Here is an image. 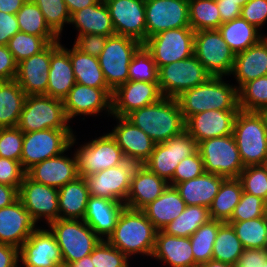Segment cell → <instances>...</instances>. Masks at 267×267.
<instances>
[{"label": "cell", "instance_id": "603a6c76", "mask_svg": "<svg viewBox=\"0 0 267 267\" xmlns=\"http://www.w3.org/2000/svg\"><path fill=\"white\" fill-rule=\"evenodd\" d=\"M35 225V220L18 199L10 206L0 209V243L20 249L37 229Z\"/></svg>", "mask_w": 267, "mask_h": 267}, {"label": "cell", "instance_id": "bcb514c9", "mask_svg": "<svg viewBox=\"0 0 267 267\" xmlns=\"http://www.w3.org/2000/svg\"><path fill=\"white\" fill-rule=\"evenodd\" d=\"M238 107L247 112L267 110V75L245 83L238 90Z\"/></svg>", "mask_w": 267, "mask_h": 267}, {"label": "cell", "instance_id": "836d02e7", "mask_svg": "<svg viewBox=\"0 0 267 267\" xmlns=\"http://www.w3.org/2000/svg\"><path fill=\"white\" fill-rule=\"evenodd\" d=\"M74 24L79 34H99L103 36L115 35L110 13L104 0L74 12L70 17V24Z\"/></svg>", "mask_w": 267, "mask_h": 267}, {"label": "cell", "instance_id": "b9f144b4", "mask_svg": "<svg viewBox=\"0 0 267 267\" xmlns=\"http://www.w3.org/2000/svg\"><path fill=\"white\" fill-rule=\"evenodd\" d=\"M222 223L223 221L210 219L189 237L194 255V267L212 259L213 246Z\"/></svg>", "mask_w": 267, "mask_h": 267}, {"label": "cell", "instance_id": "5bb4252c", "mask_svg": "<svg viewBox=\"0 0 267 267\" xmlns=\"http://www.w3.org/2000/svg\"><path fill=\"white\" fill-rule=\"evenodd\" d=\"M79 176H89L104 169L119 166L127 159L116 140L107 133L77 149Z\"/></svg>", "mask_w": 267, "mask_h": 267}, {"label": "cell", "instance_id": "34e18365", "mask_svg": "<svg viewBox=\"0 0 267 267\" xmlns=\"http://www.w3.org/2000/svg\"><path fill=\"white\" fill-rule=\"evenodd\" d=\"M264 216L267 218V197L264 199Z\"/></svg>", "mask_w": 267, "mask_h": 267}, {"label": "cell", "instance_id": "f6af8a7d", "mask_svg": "<svg viewBox=\"0 0 267 267\" xmlns=\"http://www.w3.org/2000/svg\"><path fill=\"white\" fill-rule=\"evenodd\" d=\"M189 21L194 31L219 29L222 22L216 0H189Z\"/></svg>", "mask_w": 267, "mask_h": 267}, {"label": "cell", "instance_id": "2e32d148", "mask_svg": "<svg viewBox=\"0 0 267 267\" xmlns=\"http://www.w3.org/2000/svg\"><path fill=\"white\" fill-rule=\"evenodd\" d=\"M146 39L162 31L190 27L189 0H145Z\"/></svg>", "mask_w": 267, "mask_h": 267}, {"label": "cell", "instance_id": "4dcf8cb0", "mask_svg": "<svg viewBox=\"0 0 267 267\" xmlns=\"http://www.w3.org/2000/svg\"><path fill=\"white\" fill-rule=\"evenodd\" d=\"M152 257L171 267H194L189 237L171 236L158 230Z\"/></svg>", "mask_w": 267, "mask_h": 267}, {"label": "cell", "instance_id": "52a82bcc", "mask_svg": "<svg viewBox=\"0 0 267 267\" xmlns=\"http://www.w3.org/2000/svg\"><path fill=\"white\" fill-rule=\"evenodd\" d=\"M75 141L72 129H46L24 133L21 165L27 171L41 161L66 152Z\"/></svg>", "mask_w": 267, "mask_h": 267}, {"label": "cell", "instance_id": "db71d44e", "mask_svg": "<svg viewBox=\"0 0 267 267\" xmlns=\"http://www.w3.org/2000/svg\"><path fill=\"white\" fill-rule=\"evenodd\" d=\"M264 216V200L255 195L242 193L240 202L234 208L228 221H246Z\"/></svg>", "mask_w": 267, "mask_h": 267}, {"label": "cell", "instance_id": "277c9868", "mask_svg": "<svg viewBox=\"0 0 267 267\" xmlns=\"http://www.w3.org/2000/svg\"><path fill=\"white\" fill-rule=\"evenodd\" d=\"M233 136L243 165H261L267 154V130L260 112L241 111L236 115Z\"/></svg>", "mask_w": 267, "mask_h": 267}, {"label": "cell", "instance_id": "c3c4849f", "mask_svg": "<svg viewBox=\"0 0 267 267\" xmlns=\"http://www.w3.org/2000/svg\"><path fill=\"white\" fill-rule=\"evenodd\" d=\"M49 43L39 36L17 32L8 42V49L17 63L41 52Z\"/></svg>", "mask_w": 267, "mask_h": 267}, {"label": "cell", "instance_id": "94428289", "mask_svg": "<svg viewBox=\"0 0 267 267\" xmlns=\"http://www.w3.org/2000/svg\"><path fill=\"white\" fill-rule=\"evenodd\" d=\"M264 262H267V248L244 249L235 267H263Z\"/></svg>", "mask_w": 267, "mask_h": 267}, {"label": "cell", "instance_id": "5b68a950", "mask_svg": "<svg viewBox=\"0 0 267 267\" xmlns=\"http://www.w3.org/2000/svg\"><path fill=\"white\" fill-rule=\"evenodd\" d=\"M49 226L61 250L64 266L90 255L101 241L83 220L57 219Z\"/></svg>", "mask_w": 267, "mask_h": 267}, {"label": "cell", "instance_id": "816d5d0a", "mask_svg": "<svg viewBox=\"0 0 267 267\" xmlns=\"http://www.w3.org/2000/svg\"><path fill=\"white\" fill-rule=\"evenodd\" d=\"M128 257L107 240H101L91 253L95 267H129Z\"/></svg>", "mask_w": 267, "mask_h": 267}, {"label": "cell", "instance_id": "91938a15", "mask_svg": "<svg viewBox=\"0 0 267 267\" xmlns=\"http://www.w3.org/2000/svg\"><path fill=\"white\" fill-rule=\"evenodd\" d=\"M18 63L9 51L7 45H0V81L15 80Z\"/></svg>", "mask_w": 267, "mask_h": 267}, {"label": "cell", "instance_id": "1f68e13d", "mask_svg": "<svg viewBox=\"0 0 267 267\" xmlns=\"http://www.w3.org/2000/svg\"><path fill=\"white\" fill-rule=\"evenodd\" d=\"M225 177L204 172L201 176L178 183V190L186 206L197 205L210 207Z\"/></svg>", "mask_w": 267, "mask_h": 267}, {"label": "cell", "instance_id": "30bf717a", "mask_svg": "<svg viewBox=\"0 0 267 267\" xmlns=\"http://www.w3.org/2000/svg\"><path fill=\"white\" fill-rule=\"evenodd\" d=\"M141 43L133 38L113 35L107 38L98 59L107 86L114 91L128 81L129 65Z\"/></svg>", "mask_w": 267, "mask_h": 267}, {"label": "cell", "instance_id": "03108f58", "mask_svg": "<svg viewBox=\"0 0 267 267\" xmlns=\"http://www.w3.org/2000/svg\"><path fill=\"white\" fill-rule=\"evenodd\" d=\"M19 199L18 189L13 186L0 184V209L10 206Z\"/></svg>", "mask_w": 267, "mask_h": 267}, {"label": "cell", "instance_id": "d6986e66", "mask_svg": "<svg viewBox=\"0 0 267 267\" xmlns=\"http://www.w3.org/2000/svg\"><path fill=\"white\" fill-rule=\"evenodd\" d=\"M24 267H61L63 258L54 234L37 228L19 249Z\"/></svg>", "mask_w": 267, "mask_h": 267}, {"label": "cell", "instance_id": "2a66077c", "mask_svg": "<svg viewBox=\"0 0 267 267\" xmlns=\"http://www.w3.org/2000/svg\"><path fill=\"white\" fill-rule=\"evenodd\" d=\"M263 267H267V262H264V266Z\"/></svg>", "mask_w": 267, "mask_h": 267}, {"label": "cell", "instance_id": "6125c7cd", "mask_svg": "<svg viewBox=\"0 0 267 267\" xmlns=\"http://www.w3.org/2000/svg\"><path fill=\"white\" fill-rule=\"evenodd\" d=\"M19 31L16 15L0 11V45H8L9 40Z\"/></svg>", "mask_w": 267, "mask_h": 267}, {"label": "cell", "instance_id": "89a4df30", "mask_svg": "<svg viewBox=\"0 0 267 267\" xmlns=\"http://www.w3.org/2000/svg\"><path fill=\"white\" fill-rule=\"evenodd\" d=\"M68 267H95V266L92 263L90 254L74 263L69 264Z\"/></svg>", "mask_w": 267, "mask_h": 267}, {"label": "cell", "instance_id": "e0dca14e", "mask_svg": "<svg viewBox=\"0 0 267 267\" xmlns=\"http://www.w3.org/2000/svg\"><path fill=\"white\" fill-rule=\"evenodd\" d=\"M18 197L35 222L43 217L49 225L59 219L57 188L38 183L25 175Z\"/></svg>", "mask_w": 267, "mask_h": 267}, {"label": "cell", "instance_id": "e7e4bbea", "mask_svg": "<svg viewBox=\"0 0 267 267\" xmlns=\"http://www.w3.org/2000/svg\"><path fill=\"white\" fill-rule=\"evenodd\" d=\"M221 17V22L232 21L241 16V7L237 3L216 2Z\"/></svg>", "mask_w": 267, "mask_h": 267}, {"label": "cell", "instance_id": "f546056e", "mask_svg": "<svg viewBox=\"0 0 267 267\" xmlns=\"http://www.w3.org/2000/svg\"><path fill=\"white\" fill-rule=\"evenodd\" d=\"M231 74L238 81L237 90L245 83L267 75V37L235 55Z\"/></svg>", "mask_w": 267, "mask_h": 267}, {"label": "cell", "instance_id": "753ad0ef", "mask_svg": "<svg viewBox=\"0 0 267 267\" xmlns=\"http://www.w3.org/2000/svg\"><path fill=\"white\" fill-rule=\"evenodd\" d=\"M260 113L264 116V122L267 130V110L261 111Z\"/></svg>", "mask_w": 267, "mask_h": 267}, {"label": "cell", "instance_id": "ac0fdd59", "mask_svg": "<svg viewBox=\"0 0 267 267\" xmlns=\"http://www.w3.org/2000/svg\"><path fill=\"white\" fill-rule=\"evenodd\" d=\"M116 35L146 41L145 0H104Z\"/></svg>", "mask_w": 267, "mask_h": 267}, {"label": "cell", "instance_id": "7bdbcfd3", "mask_svg": "<svg viewBox=\"0 0 267 267\" xmlns=\"http://www.w3.org/2000/svg\"><path fill=\"white\" fill-rule=\"evenodd\" d=\"M236 233L244 249L267 248V218L265 216L246 221H227Z\"/></svg>", "mask_w": 267, "mask_h": 267}, {"label": "cell", "instance_id": "74e56055", "mask_svg": "<svg viewBox=\"0 0 267 267\" xmlns=\"http://www.w3.org/2000/svg\"><path fill=\"white\" fill-rule=\"evenodd\" d=\"M76 83L92 88H109L99 64V59L74 46L68 50Z\"/></svg>", "mask_w": 267, "mask_h": 267}, {"label": "cell", "instance_id": "9f6ffc18", "mask_svg": "<svg viewBox=\"0 0 267 267\" xmlns=\"http://www.w3.org/2000/svg\"><path fill=\"white\" fill-rule=\"evenodd\" d=\"M26 175L21 162L0 157V184L13 186L19 190Z\"/></svg>", "mask_w": 267, "mask_h": 267}, {"label": "cell", "instance_id": "8c879c8a", "mask_svg": "<svg viewBox=\"0 0 267 267\" xmlns=\"http://www.w3.org/2000/svg\"><path fill=\"white\" fill-rule=\"evenodd\" d=\"M249 0H216V2H231L237 3L241 8L248 2Z\"/></svg>", "mask_w": 267, "mask_h": 267}, {"label": "cell", "instance_id": "11a10c76", "mask_svg": "<svg viewBox=\"0 0 267 267\" xmlns=\"http://www.w3.org/2000/svg\"><path fill=\"white\" fill-rule=\"evenodd\" d=\"M203 159L197 150L193 155L180 161L177 165L173 178L168 182L175 186L178 183L196 178L204 173Z\"/></svg>", "mask_w": 267, "mask_h": 267}, {"label": "cell", "instance_id": "9c48e42d", "mask_svg": "<svg viewBox=\"0 0 267 267\" xmlns=\"http://www.w3.org/2000/svg\"><path fill=\"white\" fill-rule=\"evenodd\" d=\"M198 151L203 159L204 171L225 178H238L244 169L233 134L201 141Z\"/></svg>", "mask_w": 267, "mask_h": 267}, {"label": "cell", "instance_id": "44dd1931", "mask_svg": "<svg viewBox=\"0 0 267 267\" xmlns=\"http://www.w3.org/2000/svg\"><path fill=\"white\" fill-rule=\"evenodd\" d=\"M112 94L110 88H92L76 83L63 99L67 120L77 115H95L106 110L112 113Z\"/></svg>", "mask_w": 267, "mask_h": 267}, {"label": "cell", "instance_id": "11e5206c", "mask_svg": "<svg viewBox=\"0 0 267 267\" xmlns=\"http://www.w3.org/2000/svg\"><path fill=\"white\" fill-rule=\"evenodd\" d=\"M261 165L267 170V154L264 157L263 163Z\"/></svg>", "mask_w": 267, "mask_h": 267}, {"label": "cell", "instance_id": "d6a6232c", "mask_svg": "<svg viewBox=\"0 0 267 267\" xmlns=\"http://www.w3.org/2000/svg\"><path fill=\"white\" fill-rule=\"evenodd\" d=\"M185 208L186 203L181 198L178 190L175 186L169 185L158 198L145 206L142 211L157 230H163Z\"/></svg>", "mask_w": 267, "mask_h": 267}, {"label": "cell", "instance_id": "6f0895ef", "mask_svg": "<svg viewBox=\"0 0 267 267\" xmlns=\"http://www.w3.org/2000/svg\"><path fill=\"white\" fill-rule=\"evenodd\" d=\"M241 17L260 28L267 21V0H249L241 9Z\"/></svg>", "mask_w": 267, "mask_h": 267}, {"label": "cell", "instance_id": "8992f818", "mask_svg": "<svg viewBox=\"0 0 267 267\" xmlns=\"http://www.w3.org/2000/svg\"><path fill=\"white\" fill-rule=\"evenodd\" d=\"M68 122L63 100L46 95H28L17 127L23 133L46 129H71Z\"/></svg>", "mask_w": 267, "mask_h": 267}, {"label": "cell", "instance_id": "7402d4cb", "mask_svg": "<svg viewBox=\"0 0 267 267\" xmlns=\"http://www.w3.org/2000/svg\"><path fill=\"white\" fill-rule=\"evenodd\" d=\"M239 110H206L190 116L185 130L199 144L201 141L233 134L234 121Z\"/></svg>", "mask_w": 267, "mask_h": 267}, {"label": "cell", "instance_id": "680465c9", "mask_svg": "<svg viewBox=\"0 0 267 267\" xmlns=\"http://www.w3.org/2000/svg\"><path fill=\"white\" fill-rule=\"evenodd\" d=\"M107 36L99 34H82L78 35L74 43V47L81 52H84L93 57H99L105 47Z\"/></svg>", "mask_w": 267, "mask_h": 267}, {"label": "cell", "instance_id": "7a4b0ae2", "mask_svg": "<svg viewBox=\"0 0 267 267\" xmlns=\"http://www.w3.org/2000/svg\"><path fill=\"white\" fill-rule=\"evenodd\" d=\"M157 231L142 210L125 207L107 241L128 258L137 253L152 257Z\"/></svg>", "mask_w": 267, "mask_h": 267}, {"label": "cell", "instance_id": "ee69618b", "mask_svg": "<svg viewBox=\"0 0 267 267\" xmlns=\"http://www.w3.org/2000/svg\"><path fill=\"white\" fill-rule=\"evenodd\" d=\"M243 250L244 247L236 236L232 225L228 222H223L215 239L212 259L235 266Z\"/></svg>", "mask_w": 267, "mask_h": 267}, {"label": "cell", "instance_id": "4fadbf2b", "mask_svg": "<svg viewBox=\"0 0 267 267\" xmlns=\"http://www.w3.org/2000/svg\"><path fill=\"white\" fill-rule=\"evenodd\" d=\"M197 150L198 143L184 130L163 143L155 144L150 158L143 165L168 182L173 178L180 161Z\"/></svg>", "mask_w": 267, "mask_h": 267}, {"label": "cell", "instance_id": "003e7915", "mask_svg": "<svg viewBox=\"0 0 267 267\" xmlns=\"http://www.w3.org/2000/svg\"><path fill=\"white\" fill-rule=\"evenodd\" d=\"M26 1L27 0H0V11L16 15Z\"/></svg>", "mask_w": 267, "mask_h": 267}, {"label": "cell", "instance_id": "ba28073f", "mask_svg": "<svg viewBox=\"0 0 267 267\" xmlns=\"http://www.w3.org/2000/svg\"><path fill=\"white\" fill-rule=\"evenodd\" d=\"M212 75L195 55L158 68V86L164 97L177 98L182 92L201 85Z\"/></svg>", "mask_w": 267, "mask_h": 267}, {"label": "cell", "instance_id": "a7ac6f4b", "mask_svg": "<svg viewBox=\"0 0 267 267\" xmlns=\"http://www.w3.org/2000/svg\"><path fill=\"white\" fill-rule=\"evenodd\" d=\"M98 1L99 0H64L65 4L67 5L70 15L90 5H94Z\"/></svg>", "mask_w": 267, "mask_h": 267}, {"label": "cell", "instance_id": "484cf974", "mask_svg": "<svg viewBox=\"0 0 267 267\" xmlns=\"http://www.w3.org/2000/svg\"><path fill=\"white\" fill-rule=\"evenodd\" d=\"M26 175L38 183L59 189L79 177L76 154L69 158L62 153L41 161L29 168Z\"/></svg>", "mask_w": 267, "mask_h": 267}, {"label": "cell", "instance_id": "681fc988", "mask_svg": "<svg viewBox=\"0 0 267 267\" xmlns=\"http://www.w3.org/2000/svg\"><path fill=\"white\" fill-rule=\"evenodd\" d=\"M41 10L46 23L60 37L64 23L70 24V13L64 0H32Z\"/></svg>", "mask_w": 267, "mask_h": 267}, {"label": "cell", "instance_id": "7dc6e473", "mask_svg": "<svg viewBox=\"0 0 267 267\" xmlns=\"http://www.w3.org/2000/svg\"><path fill=\"white\" fill-rule=\"evenodd\" d=\"M128 80L158 82V68L144 44H141L133 54L129 65Z\"/></svg>", "mask_w": 267, "mask_h": 267}, {"label": "cell", "instance_id": "4316f807", "mask_svg": "<svg viewBox=\"0 0 267 267\" xmlns=\"http://www.w3.org/2000/svg\"><path fill=\"white\" fill-rule=\"evenodd\" d=\"M168 186L169 183L165 179L151 172L145 165H137L132 174L125 206L142 210L158 198Z\"/></svg>", "mask_w": 267, "mask_h": 267}, {"label": "cell", "instance_id": "be15d7a7", "mask_svg": "<svg viewBox=\"0 0 267 267\" xmlns=\"http://www.w3.org/2000/svg\"><path fill=\"white\" fill-rule=\"evenodd\" d=\"M19 249L0 243V267H18Z\"/></svg>", "mask_w": 267, "mask_h": 267}, {"label": "cell", "instance_id": "d4e9b609", "mask_svg": "<svg viewBox=\"0 0 267 267\" xmlns=\"http://www.w3.org/2000/svg\"><path fill=\"white\" fill-rule=\"evenodd\" d=\"M51 60V43L41 52L18 63L16 81L28 95H46Z\"/></svg>", "mask_w": 267, "mask_h": 267}, {"label": "cell", "instance_id": "3957f363", "mask_svg": "<svg viewBox=\"0 0 267 267\" xmlns=\"http://www.w3.org/2000/svg\"><path fill=\"white\" fill-rule=\"evenodd\" d=\"M185 121L206 110H240L238 90L225 83L221 76H212L206 82L182 92L177 98Z\"/></svg>", "mask_w": 267, "mask_h": 267}, {"label": "cell", "instance_id": "8fae6325", "mask_svg": "<svg viewBox=\"0 0 267 267\" xmlns=\"http://www.w3.org/2000/svg\"><path fill=\"white\" fill-rule=\"evenodd\" d=\"M194 36L191 27L174 28L149 37L143 44L160 68L194 55Z\"/></svg>", "mask_w": 267, "mask_h": 267}, {"label": "cell", "instance_id": "f1b7e54d", "mask_svg": "<svg viewBox=\"0 0 267 267\" xmlns=\"http://www.w3.org/2000/svg\"><path fill=\"white\" fill-rule=\"evenodd\" d=\"M125 207V204L119 201L90 196L83 221L101 240H107L113 233L120 214Z\"/></svg>", "mask_w": 267, "mask_h": 267}, {"label": "cell", "instance_id": "cb8c5ba5", "mask_svg": "<svg viewBox=\"0 0 267 267\" xmlns=\"http://www.w3.org/2000/svg\"><path fill=\"white\" fill-rule=\"evenodd\" d=\"M114 117L119 122L110 133L111 136L116 140L127 160L143 165L150 158L155 143L125 117Z\"/></svg>", "mask_w": 267, "mask_h": 267}, {"label": "cell", "instance_id": "6da1fadb", "mask_svg": "<svg viewBox=\"0 0 267 267\" xmlns=\"http://www.w3.org/2000/svg\"><path fill=\"white\" fill-rule=\"evenodd\" d=\"M125 118L144 131L155 144L163 143L185 130V119L176 98L163 96Z\"/></svg>", "mask_w": 267, "mask_h": 267}, {"label": "cell", "instance_id": "2644e50d", "mask_svg": "<svg viewBox=\"0 0 267 267\" xmlns=\"http://www.w3.org/2000/svg\"><path fill=\"white\" fill-rule=\"evenodd\" d=\"M197 267H235V266L228 264V263H224L221 261L211 259L207 261L206 263L198 265Z\"/></svg>", "mask_w": 267, "mask_h": 267}, {"label": "cell", "instance_id": "9a60e30c", "mask_svg": "<svg viewBox=\"0 0 267 267\" xmlns=\"http://www.w3.org/2000/svg\"><path fill=\"white\" fill-rule=\"evenodd\" d=\"M137 165V163L127 160L119 166L84 176L90 196L107 198L125 204L132 174Z\"/></svg>", "mask_w": 267, "mask_h": 267}, {"label": "cell", "instance_id": "7c38bea8", "mask_svg": "<svg viewBox=\"0 0 267 267\" xmlns=\"http://www.w3.org/2000/svg\"><path fill=\"white\" fill-rule=\"evenodd\" d=\"M194 55L212 76L231 75L235 54L218 29L195 31Z\"/></svg>", "mask_w": 267, "mask_h": 267}, {"label": "cell", "instance_id": "f907efd6", "mask_svg": "<svg viewBox=\"0 0 267 267\" xmlns=\"http://www.w3.org/2000/svg\"><path fill=\"white\" fill-rule=\"evenodd\" d=\"M243 192L262 198L267 197V170L262 165L244 167L238 176Z\"/></svg>", "mask_w": 267, "mask_h": 267}, {"label": "cell", "instance_id": "83f0119b", "mask_svg": "<svg viewBox=\"0 0 267 267\" xmlns=\"http://www.w3.org/2000/svg\"><path fill=\"white\" fill-rule=\"evenodd\" d=\"M76 84L66 49L59 41L51 43V60L46 96L63 100Z\"/></svg>", "mask_w": 267, "mask_h": 267}, {"label": "cell", "instance_id": "ab89813d", "mask_svg": "<svg viewBox=\"0 0 267 267\" xmlns=\"http://www.w3.org/2000/svg\"><path fill=\"white\" fill-rule=\"evenodd\" d=\"M19 30L27 34L43 37L48 43L60 41V37L49 27L39 7L27 0L16 13Z\"/></svg>", "mask_w": 267, "mask_h": 267}, {"label": "cell", "instance_id": "60d3db41", "mask_svg": "<svg viewBox=\"0 0 267 267\" xmlns=\"http://www.w3.org/2000/svg\"><path fill=\"white\" fill-rule=\"evenodd\" d=\"M210 219L209 208L197 205L186 206L185 210L162 231L171 236L190 237Z\"/></svg>", "mask_w": 267, "mask_h": 267}, {"label": "cell", "instance_id": "d590c367", "mask_svg": "<svg viewBox=\"0 0 267 267\" xmlns=\"http://www.w3.org/2000/svg\"><path fill=\"white\" fill-rule=\"evenodd\" d=\"M224 41L236 55L257 44L263 36L254 25L241 16L232 21L224 22L219 29Z\"/></svg>", "mask_w": 267, "mask_h": 267}, {"label": "cell", "instance_id": "f35d334b", "mask_svg": "<svg viewBox=\"0 0 267 267\" xmlns=\"http://www.w3.org/2000/svg\"><path fill=\"white\" fill-rule=\"evenodd\" d=\"M242 193V185L238 178H225L209 207L211 219L227 222L240 202Z\"/></svg>", "mask_w": 267, "mask_h": 267}, {"label": "cell", "instance_id": "8d00e7d4", "mask_svg": "<svg viewBox=\"0 0 267 267\" xmlns=\"http://www.w3.org/2000/svg\"><path fill=\"white\" fill-rule=\"evenodd\" d=\"M26 97L16 80L0 81V128L17 127Z\"/></svg>", "mask_w": 267, "mask_h": 267}, {"label": "cell", "instance_id": "e575fe53", "mask_svg": "<svg viewBox=\"0 0 267 267\" xmlns=\"http://www.w3.org/2000/svg\"><path fill=\"white\" fill-rule=\"evenodd\" d=\"M89 197L86 181L81 176L59 188V219L83 220Z\"/></svg>", "mask_w": 267, "mask_h": 267}, {"label": "cell", "instance_id": "f5cc1de1", "mask_svg": "<svg viewBox=\"0 0 267 267\" xmlns=\"http://www.w3.org/2000/svg\"><path fill=\"white\" fill-rule=\"evenodd\" d=\"M23 136L18 127L0 128V157L20 162Z\"/></svg>", "mask_w": 267, "mask_h": 267}, {"label": "cell", "instance_id": "ffe728a7", "mask_svg": "<svg viewBox=\"0 0 267 267\" xmlns=\"http://www.w3.org/2000/svg\"><path fill=\"white\" fill-rule=\"evenodd\" d=\"M162 97L158 82L128 80L113 91L111 115L126 117L131 112L153 104Z\"/></svg>", "mask_w": 267, "mask_h": 267}]
</instances>
